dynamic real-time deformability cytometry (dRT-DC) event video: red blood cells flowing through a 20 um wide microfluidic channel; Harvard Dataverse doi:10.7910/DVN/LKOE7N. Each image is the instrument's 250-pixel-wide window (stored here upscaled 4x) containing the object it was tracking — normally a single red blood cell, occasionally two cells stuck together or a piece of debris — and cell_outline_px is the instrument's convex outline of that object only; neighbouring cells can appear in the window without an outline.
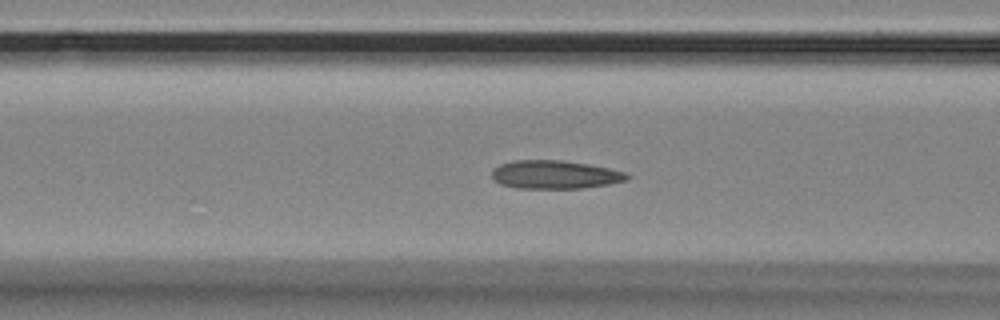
{"species": "Egyptian fruit bat (a non-hibernating species)", "species_latin": "Rousettus aegyptiacus", "temperature_condition": "room temperature", "stored_images_in_passage": 48, "camera_frame_rate_fps": 3000, "um_per_image_px": 0.085, "animal": {"sex": "female"}, "frame": {"image": 1, "passage_image": 18, "time_ms": 5.667, "image_size_px": [1000, 320], "cell_outline_px": [[632, 176], [628, 180], [608, 184], [580, 188], [516, 188], [500, 184], [492, 176], [492, 168], [500, 164], [516, 160], [560, 160], [588, 164], [608, 168], [624, 172]], "centroid_in_image_um": [47.16, 14.84], "position_along_channel_um": 119.4, "area_um2": 22.25}}
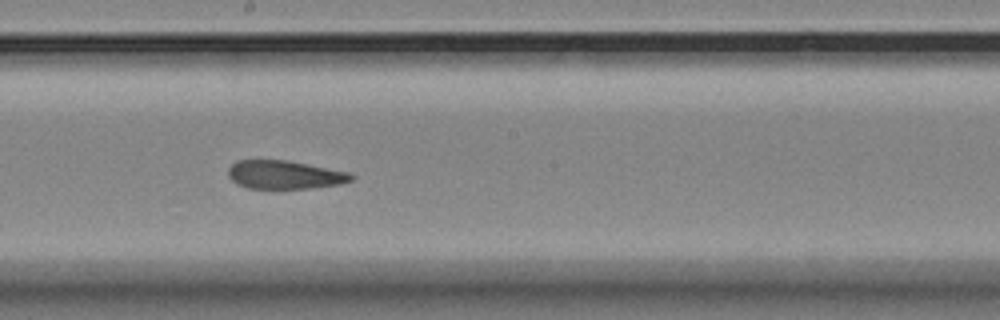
{"frame": {"image": 2, "passage_image": 27, "time_ms": 8.667, "image_size_px": [1000, 320], "cell_outline_px": [[356, 176], [352, 180], [340, 184], [312, 188], [248, 188], [236, 184], [228, 176], [228, 168], [236, 160], [288, 160], [348, 172]], "centroid_in_image_um": [24.18, 14.85], "position_along_channel_um": 224.0, "area_um2": 20.4}}
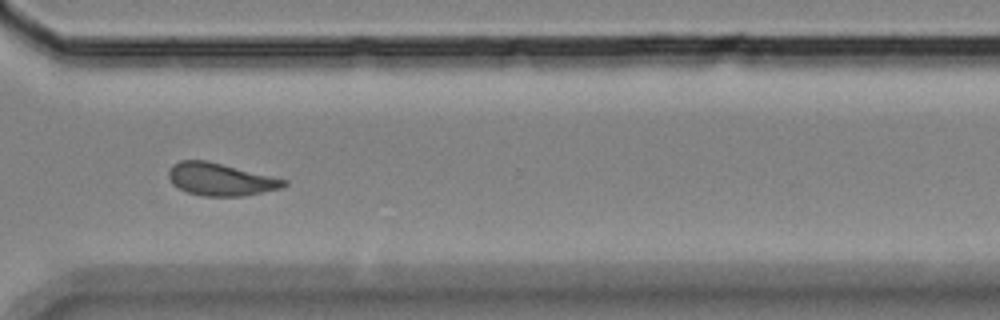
{"frame": {"image": 3, "passage_image": 38, "time_ms": 12.333, "image_size_px": [1000, 320], "cell_outline_px": [[288, 184], [284, 188], [244, 196], [204, 196], [188, 192], [172, 184], [168, 176], [168, 172], [172, 164], [180, 160], [208, 160], [288, 180]], "centroid_in_image_um": [18.77, 15.24], "position_along_channel_um": 351.8, "area_um2": 22.02}, "authors_computed_cell_mechanics": {"area_um2": 21.675, "velocity_mm_per_s": 3.4855, "shape_relaxation_time_tau1_ms": null, "shape_relaxation_time_tau2_ms": 3.2621, "deformation_change_tau1": null, "deformation_change_tau2": 0.0786}}